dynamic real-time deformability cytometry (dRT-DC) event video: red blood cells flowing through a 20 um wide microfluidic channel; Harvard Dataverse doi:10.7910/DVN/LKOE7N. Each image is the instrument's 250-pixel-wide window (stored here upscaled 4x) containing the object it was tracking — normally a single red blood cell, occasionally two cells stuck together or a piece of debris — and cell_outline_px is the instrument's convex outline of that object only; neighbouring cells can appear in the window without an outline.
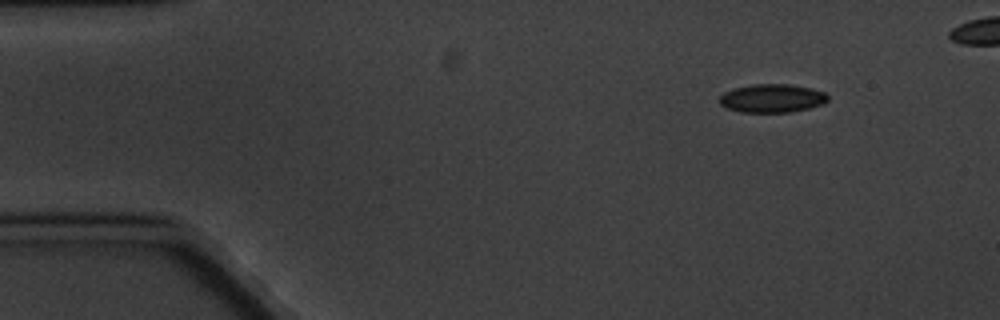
{"species": "common noctule bat (a hibernating species)", "species_latin": "Nyctalus noctula", "temperature_condition": "cold", "stored_images_in_passage": 4, "camera_frame_rate_fps": 3000, "um_per_image_px": 0.085, "animal": {"sex": "male", "body_mass_g": 20.1, "forearm_length_mm": 53.5}, "frame": {"image": 1, "passage_image": 1, "time_ms": 0.0, "image_size_px": [1000, 320], "cell_outline_px": [[828, 100], [824, 104], [792, 112], [740, 112], [724, 108], [720, 104], [720, 96], [724, 92], [736, 88], [752, 84], [788, 84], [812, 88], [824, 92], [828, 96]], "centroid_in_image_um": [65.63, 8.36], "position_along_channel_um": 19.4, "area_um2": 18.03}}